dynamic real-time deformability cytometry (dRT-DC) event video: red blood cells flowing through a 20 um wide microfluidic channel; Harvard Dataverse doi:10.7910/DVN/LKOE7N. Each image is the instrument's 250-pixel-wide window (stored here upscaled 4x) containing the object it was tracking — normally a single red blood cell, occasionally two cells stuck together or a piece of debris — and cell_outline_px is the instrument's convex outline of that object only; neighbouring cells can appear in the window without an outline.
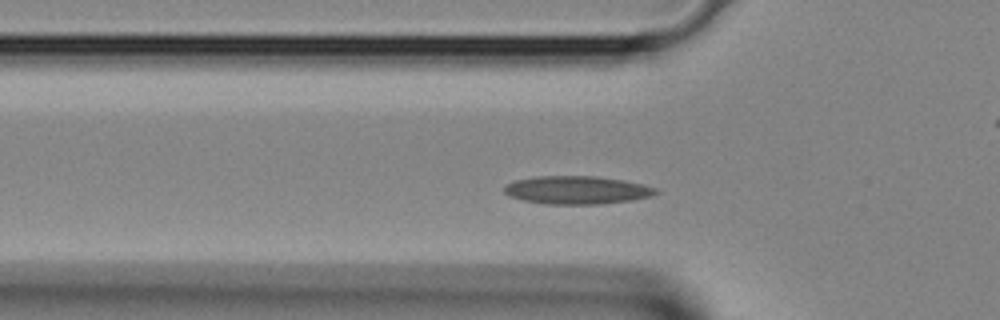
{"species": "Egyptian fruit bat (a non-hibernating species)", "species_latin": "Rousettus aegyptiacus", "temperature_condition": "room temperature", "stored_images_in_passage": 36, "camera_frame_rate_fps": 3000, "um_per_image_px": 0.085, "animal": {"sex": "female"}, "frame": {"image": 1, "passage_image": 8, "time_ms": 2.333, "image_size_px": [1000, 320], "cell_outline_px": [[660, 192], [652, 196], [628, 200], [600, 204], [544, 204], [524, 200], [508, 196], [504, 192], [504, 188], [508, 184], [516, 180], [536, 176], [596, 176], [624, 180], [644, 184], [656, 188]], "centroid_in_image_um": [49.05, 16.15], "position_along_channel_um": 76.7, "area_um2": 24.8}}
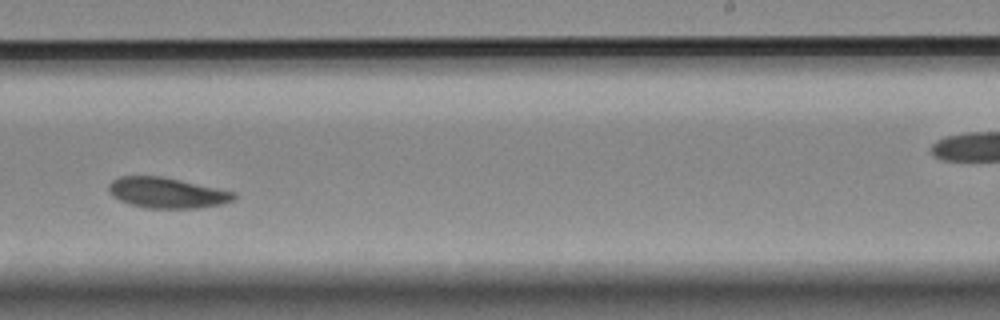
{"frame": {"image": 2, "passage_image": 20, "time_ms": 6.333, "image_size_px": [1000, 320], "cell_outline_px": [[236, 196], [232, 200], [220, 204], [196, 208], [148, 208], [128, 204], [112, 196], [108, 188], [108, 184], [112, 180], [120, 176], [160, 176], [180, 180], [236, 192]], "centroid_in_image_um": [14.15, 16.38], "position_along_channel_um": 274.9, "area_um2": 22.14}}
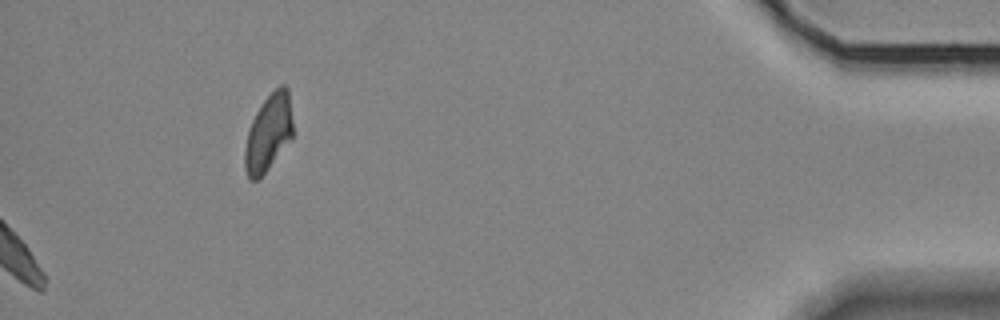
{"frame": {"image": 3, "passage_image": 36, "time_ms": 11.667, "image_size_px": [1000, 320], "cell_outline_px": [[292, 140], [268, 168], [256, 180], [248, 180], [244, 168], [244, 148], [248, 128], [256, 112], [264, 100], [280, 84], [284, 84], [288, 88], [292, 120]], "centroid_in_image_um": [22.8, 11.3], "position_along_channel_um": 412.4, "area_um2": 21.62}}